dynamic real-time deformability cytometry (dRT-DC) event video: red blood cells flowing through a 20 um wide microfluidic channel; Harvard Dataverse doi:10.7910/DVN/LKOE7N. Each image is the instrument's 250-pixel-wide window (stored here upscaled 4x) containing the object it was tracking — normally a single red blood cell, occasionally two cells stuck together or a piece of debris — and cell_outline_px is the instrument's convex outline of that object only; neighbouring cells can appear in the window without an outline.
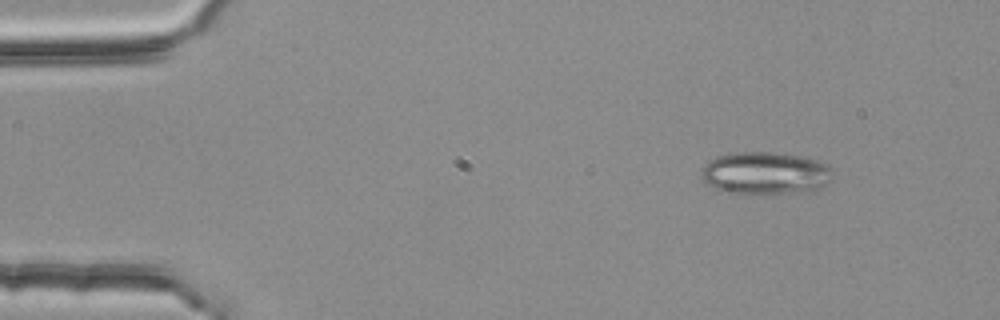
{"species": "common noctule bat (a hibernating species)", "species_latin": "Nyctalus noctula", "temperature_condition": "room temperature", "stored_images_in_passage": 3, "camera_frame_rate_fps": 3000, "um_per_image_px": 0.085, "animal": {"sex": "female", "body_mass_g": 25.1}, "frame": {"image": 1, "passage_image": 1, "time_ms": 0.0, "image_size_px": [1000, 320], "cell_outline_px": [[832, 180], [820, 188], [792, 192], [732, 192], [716, 188], [704, 184], [700, 176], [700, 172], [704, 164], [708, 160], [720, 156], [736, 152], [772, 152], [800, 156], [816, 160], [824, 164], [832, 172]], "centroid_in_image_um": [64.99, 14.69], "position_along_channel_um": 20.0, "area_um2": 31.85}}